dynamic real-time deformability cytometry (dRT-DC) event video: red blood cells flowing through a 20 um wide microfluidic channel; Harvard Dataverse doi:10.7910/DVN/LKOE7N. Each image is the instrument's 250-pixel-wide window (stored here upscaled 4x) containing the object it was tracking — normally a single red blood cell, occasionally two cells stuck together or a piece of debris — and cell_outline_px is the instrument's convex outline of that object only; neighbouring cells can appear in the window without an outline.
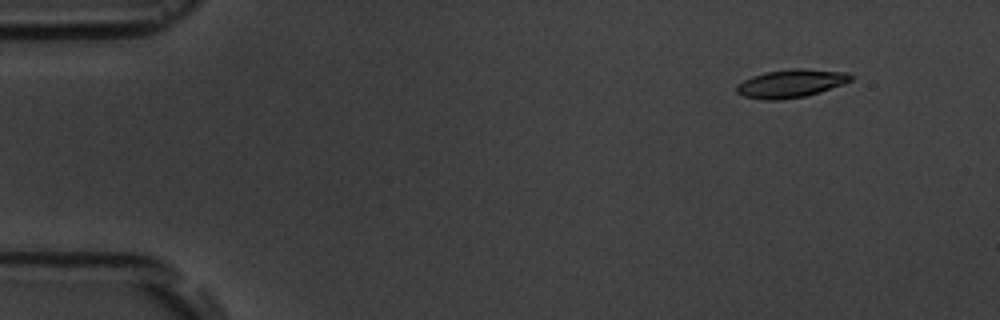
{"species": "common noctule bat (a hibernating species)", "species_latin": "Nyctalus noctula", "temperature_condition": "room temperature", "stored_images_in_passage": 6, "camera_frame_rate_fps": 3000, "um_per_image_px": 0.085, "animal": {"sex": "male", "body_mass_g": 19.5, "forearm_length_mm": 54.6}, "frame": {"image": 1, "passage_image": 6, "time_ms": 6.667, "image_size_px": [1000, 320], "cell_outline_px": [[852, 80], [844, 84], [820, 92], [804, 96], [780, 100], [764, 100], [744, 96], [736, 92], [736, 84], [752, 76], [764, 72], [792, 68], [800, 68], [848, 72], [852, 76]], "centroid_in_image_um": [67.23, 7.09], "position_along_channel_um": 17.8, "area_um2": 18.84}}